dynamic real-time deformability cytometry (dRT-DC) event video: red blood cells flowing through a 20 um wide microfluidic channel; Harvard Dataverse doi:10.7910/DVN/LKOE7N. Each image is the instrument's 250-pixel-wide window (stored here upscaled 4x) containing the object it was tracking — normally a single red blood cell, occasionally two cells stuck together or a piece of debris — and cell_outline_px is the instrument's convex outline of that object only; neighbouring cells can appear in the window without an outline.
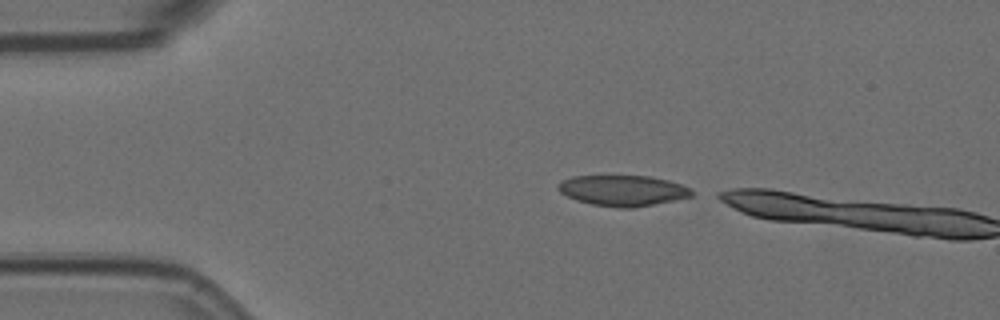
{"species": "Egyptian fruit bat (a non-hibernating species)", "species_latin": "Rousettus aegyptiacus", "temperature_condition": "room temperature", "stored_images_in_passage": 2, "camera_frame_rate_fps": 3000, "um_per_image_px": 0.085, "animal": {"sex": "female"}, "frame": {"image": 1, "passage_image": 1, "time_ms": 0.0, "image_size_px": [1000, 320], "cell_outline_px": [[692, 196], [632, 208], [616, 208], [592, 204], [576, 200], [560, 192], [556, 188], [556, 184], [572, 176], [648, 176], [668, 180], [680, 184], [688, 188], [692, 192]], "centroid_in_image_um": [52.88, 16.19], "position_along_channel_um": 32.1, "area_um2": 23.64}}